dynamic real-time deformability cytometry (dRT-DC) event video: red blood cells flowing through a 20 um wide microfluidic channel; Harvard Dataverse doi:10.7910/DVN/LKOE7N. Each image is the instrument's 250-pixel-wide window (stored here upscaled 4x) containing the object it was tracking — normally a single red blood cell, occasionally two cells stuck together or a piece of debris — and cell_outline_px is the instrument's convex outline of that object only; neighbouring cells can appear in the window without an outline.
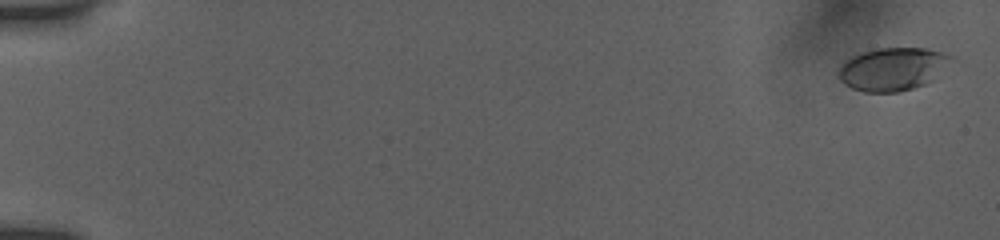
{"species": "human", "species_latin": "Homo sapiens", "temperature_condition": "room temperature", "stored_images_in_passage": 55, "camera_frame_rate_fps": 3000, "um_per_image_px": 0.085, "donor": {"sex": "female"}, "frame": {"image": 1, "passage_image": 2, "time_ms": 0.333, "image_size_px": [1000, 240], "cell_outline_px": [[956, 60], [932, 80], [924, 84], [912, 88], [896, 92], [864, 92], [852, 88], [844, 84], [836, 76], [836, 72], [840, 64], [852, 56], [876, 48], [924, 48], [956, 56]], "centroid_in_image_um": [75.88, 5.86], "position_along_channel_um": 9.1, "area_um2": 28.55}}
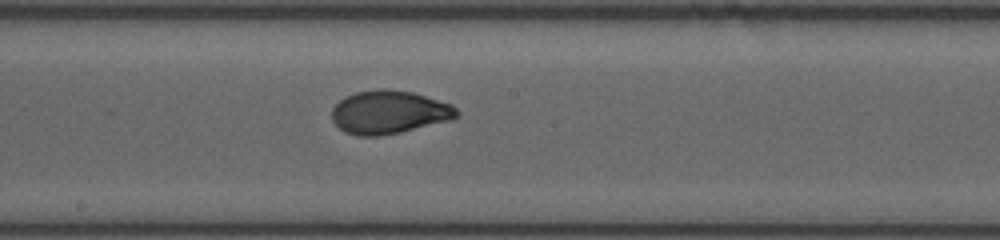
{"frame": {"image": 2, "passage_image": 32, "time_ms": 10.333, "image_size_px": [1000, 240], "cell_outline_px": [[460, 116], [452, 120], [400, 132], [380, 136], [360, 136], [344, 132], [332, 120], [332, 108], [344, 96], [356, 92], [376, 88], [388, 88], [412, 92], [452, 104], [460, 112]], "centroid_in_image_um": [33.09, 9.53], "position_along_channel_um": 215.1, "area_um2": 31.79}}
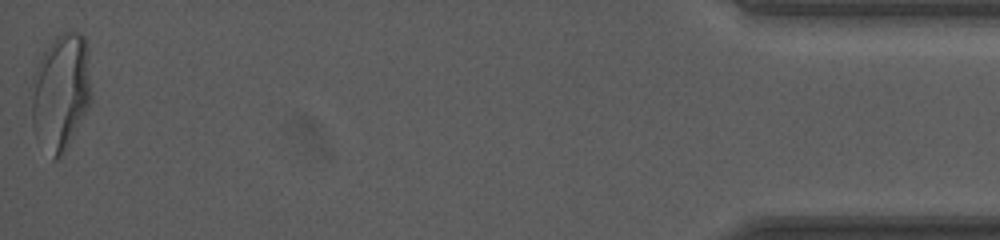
{"frame": {"image": 3, "passage_image": 55, "time_ms": 18.0, "image_size_px": [1000, 240], "cell_outline_px": [[92, 100], [68, 148], [60, 160], [52, 160], [32, 124], [28, 88], [32, 76], [44, 52], [56, 36], [64, 32], [80, 32], [84, 36], [88, 52], [92, 92]], "centroid_in_image_um": [5.17, 7.84], "position_along_channel_um": 430.0, "area_um2": 41.5}, "authors_computed_cell_mechanics": {"area_um2": 30.6918, "velocity_mm_per_s": 3.8925, "shape_relaxation_time_tau1_ms": 4.5738, "shape_relaxation_time_tau2_ms": null, "deformation_change_tau1": 0.1901, "deformation_change_tau2": null}}